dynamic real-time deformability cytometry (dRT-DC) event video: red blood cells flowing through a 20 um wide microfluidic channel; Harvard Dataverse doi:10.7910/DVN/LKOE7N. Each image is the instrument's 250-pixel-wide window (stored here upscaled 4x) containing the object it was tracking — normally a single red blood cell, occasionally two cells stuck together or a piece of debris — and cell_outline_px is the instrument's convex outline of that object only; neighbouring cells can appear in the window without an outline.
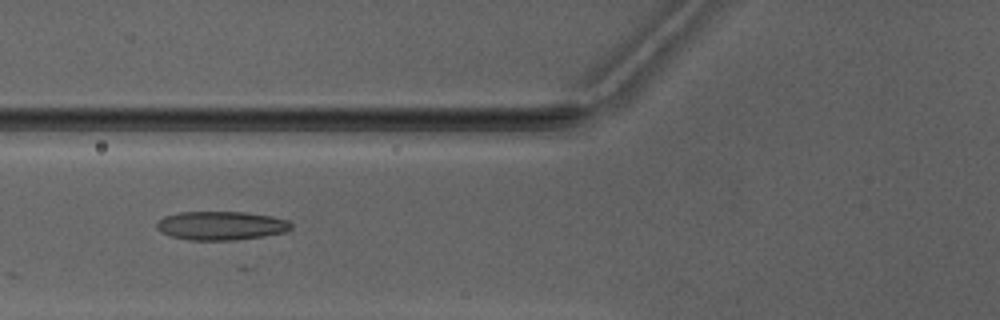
{"species": "Egyptian fruit bat (a non-hibernating species)", "species_latin": "Rousettus aegyptiacus", "temperature_condition": "warm", "stored_images_in_passage": 5, "camera_frame_rate_fps": 3000, "um_per_image_px": 0.085, "animal": {"sex": "male"}, "frame": {"image": 1, "passage_image": 5, "time_ms": 4.667, "image_size_px": [1000, 320], "cell_outline_px": [[292, 228], [284, 232], [264, 236], [236, 240], [188, 240], [172, 236], [160, 232], [156, 228], [156, 224], [164, 216], [180, 212], [244, 212], [272, 216], [288, 220], [292, 224]], "centroid_in_image_um": [18.79, 19.18], "position_along_channel_um": 107.0, "area_um2": 22.54}}